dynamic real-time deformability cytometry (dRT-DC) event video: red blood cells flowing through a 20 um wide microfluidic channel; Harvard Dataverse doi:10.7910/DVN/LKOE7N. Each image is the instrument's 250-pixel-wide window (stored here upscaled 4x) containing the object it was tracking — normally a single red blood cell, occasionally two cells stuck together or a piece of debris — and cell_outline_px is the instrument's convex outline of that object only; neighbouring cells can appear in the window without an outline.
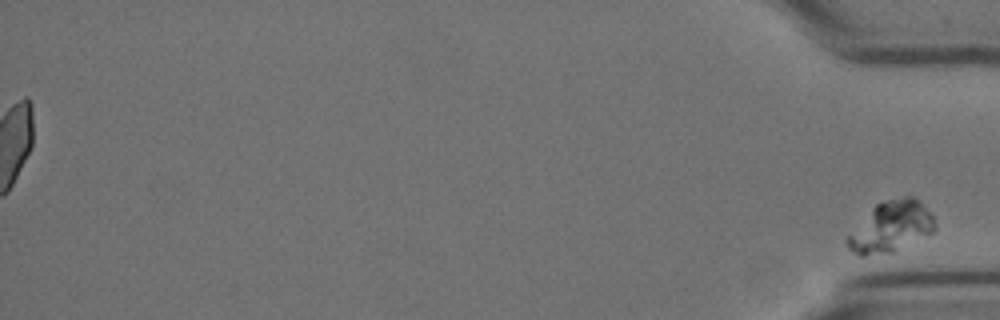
{"species": "Egyptian fruit bat (a non-hibernating species)", "species_latin": "Rousettus aegyptiacus", "temperature_condition": "cold", "stored_images_in_passage": 58, "segment_of_instrument_passage": [2, 2], "camera_frame_rate_fps": 3000, "um_per_image_px": 0.085, "animal": {"sex": "female"}, "frame": {"image": 1, "passage_image": 58, "time_ms": 19.0, "image_size_px": [1000, 320], "cell_outline_px": [[936, 228], [932, 232], [892, 252], [864, 256], [860, 256], [852, 252], [848, 248], [844, 240], [844, 236], [876, 204], [888, 200], [904, 196], [912, 196], [920, 200], [932, 216]], "centroid_in_image_um": [75.66, 19.28], "position_along_channel_um": 359.5, "area_um2": 25.84}}